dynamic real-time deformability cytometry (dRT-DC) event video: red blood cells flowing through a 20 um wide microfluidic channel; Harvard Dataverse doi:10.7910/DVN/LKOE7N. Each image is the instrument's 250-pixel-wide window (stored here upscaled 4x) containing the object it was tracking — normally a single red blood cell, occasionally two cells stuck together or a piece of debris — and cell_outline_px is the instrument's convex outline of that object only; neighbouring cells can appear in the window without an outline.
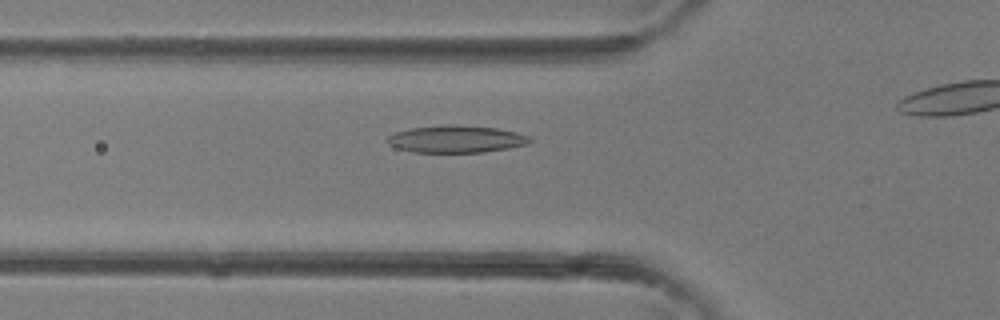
{"species": "common noctule bat (a hibernating species)", "species_latin": "Nyctalus noctula", "temperature_condition": "room temperature", "stored_images_in_passage": 6, "camera_frame_rate_fps": 3000, "um_per_image_px": 0.085, "animal": {"sex": "female"}, "frame": {"image": 1, "passage_image": 5, "time_ms": 1.333, "image_size_px": [1000, 320], "cell_outline_px": [[532, 140], [528, 144], [508, 148], [484, 152], [412, 152], [396, 148], [388, 144], [384, 140], [388, 136], [396, 132], [412, 128], [444, 124], [452, 124], [496, 128], [516, 132], [528, 136]], "centroid_in_image_um": [38.74, 11.82], "position_along_channel_um": 87.1, "area_um2": 22.66}}